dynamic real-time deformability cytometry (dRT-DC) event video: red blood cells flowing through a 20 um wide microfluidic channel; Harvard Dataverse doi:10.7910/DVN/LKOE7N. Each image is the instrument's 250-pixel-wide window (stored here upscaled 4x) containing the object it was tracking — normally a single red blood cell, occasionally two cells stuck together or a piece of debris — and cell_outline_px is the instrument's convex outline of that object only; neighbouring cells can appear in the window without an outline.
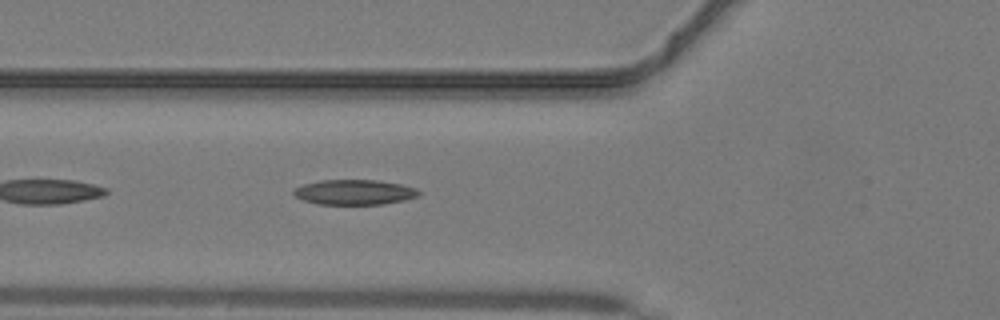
{"species": "common noctule bat (a hibernating species)", "species_latin": "Nyctalus noctula", "temperature_condition": "warm", "stored_images_in_passage": 25, "camera_frame_rate_fps": 3000, "um_per_image_px": 0.085, "animal": {"sex": "male", "body_mass_g": 19.2, "forearm_length_mm": 51.8}, "frame": {"image": 1, "passage_image": 3, "time_ms": 0.667, "image_size_px": [1000, 320], "cell_outline_px": [[420, 196], [404, 200], [384, 204], [316, 204], [304, 200], [296, 196], [292, 192], [296, 188], [304, 184], [320, 180], [376, 180], [400, 184], [416, 188], [420, 192]], "centroid_in_image_um": [30.15, 16.34], "position_along_channel_um": 95.7, "area_um2": 18.21}}
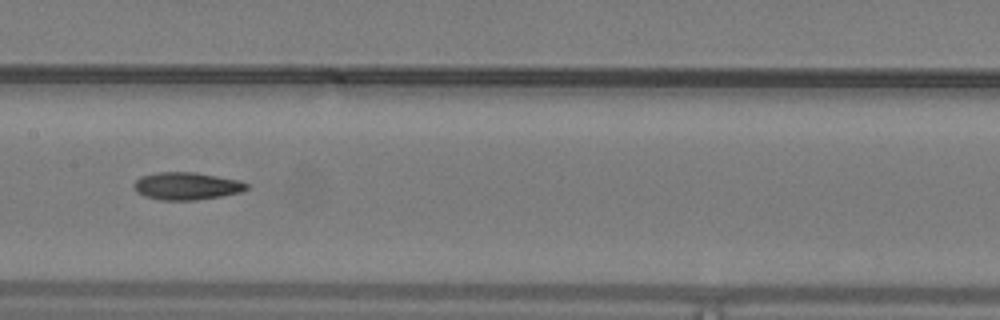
{"frame": {"image": 2, "passage_image": 9, "time_ms": 2.667, "image_size_px": [1000, 320], "cell_outline_px": [[248, 188], [244, 192], [196, 200], [160, 200], [144, 196], [136, 192], [132, 188], [132, 184], [140, 176], [156, 172], [196, 172], [240, 180], [248, 184]], "centroid_in_image_um": [15.84, 15.81], "position_along_channel_um": 191.6, "area_um2": 18.38}}
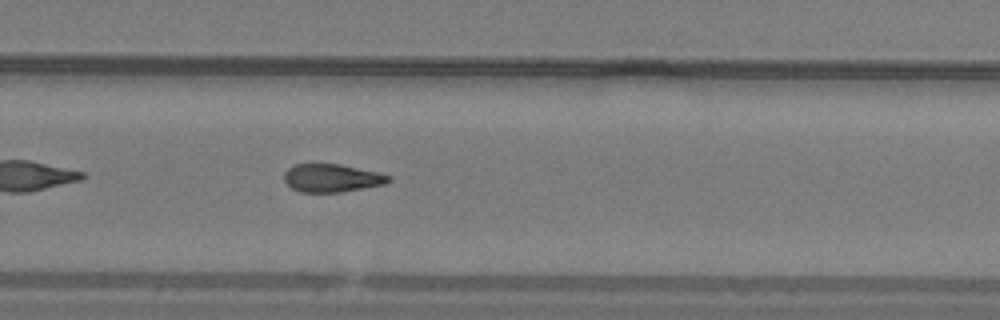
{"frame": {"image": 3, "passage_image": 16, "time_ms": 5.0, "image_size_px": [1000, 320], "cell_outline_px": [[392, 180], [384, 184], [340, 192], [300, 192], [292, 188], [284, 180], [284, 172], [292, 164], [340, 164], [376, 172], [392, 176]], "centroid_in_image_um": [28.18, 15.13], "position_along_channel_um": 301.6, "area_um2": 16.99}}